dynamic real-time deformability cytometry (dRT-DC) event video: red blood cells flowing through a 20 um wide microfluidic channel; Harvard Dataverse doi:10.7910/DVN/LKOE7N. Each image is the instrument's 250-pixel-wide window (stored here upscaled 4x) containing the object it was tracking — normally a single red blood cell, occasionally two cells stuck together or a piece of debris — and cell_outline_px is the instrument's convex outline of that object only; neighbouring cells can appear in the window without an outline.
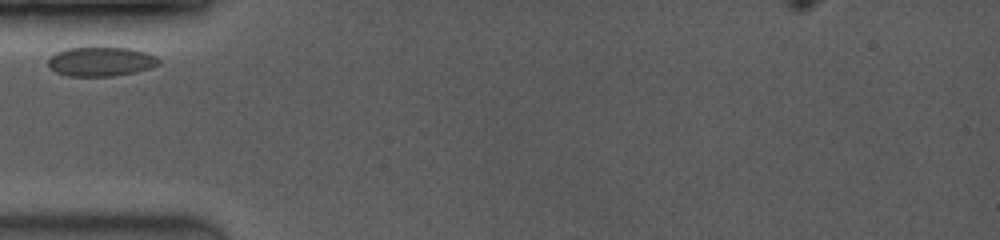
{"species": "common noctule bat (a hibernating species)", "species_latin": "Nyctalus noctula", "temperature_condition": "room temperature", "stored_images_in_passage": 28, "camera_frame_rate_fps": 3500, "um_per_image_px": 0.085, "animal": {"sex": "female", "body_mass_g": 19.0, "forearm_length_mm": 53.3}, "frame": {"image": 1, "passage_image": 1, "time_ms": 0.0, "image_size_px": [1000, 240], "cell_outline_px": [[160, 64], [152, 68], [136, 72], [112, 76], [68, 76], [56, 72], [48, 68], [48, 60], [56, 52], [68, 48], [128, 48], [144, 52], [156, 56], [160, 60]], "centroid_in_image_um": [8.58, 5.25], "position_along_channel_um": 76.4, "area_um2": 18.84}}
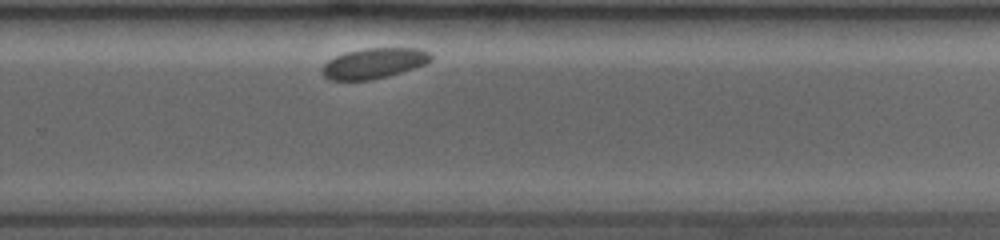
{"frame": {"image": 2, "passage_image": 22, "time_ms": 6.286, "image_size_px": [1000, 240], "cell_outline_px": [[432, 60], [428, 64], [388, 76], [372, 80], [328, 80], [320, 72], [320, 68], [328, 60], [344, 52], [364, 48], [416, 48], [428, 52], [432, 56]], "centroid_in_image_um": [31.76, 5.38], "position_along_channel_um": 298.0, "area_um2": 19.54}}
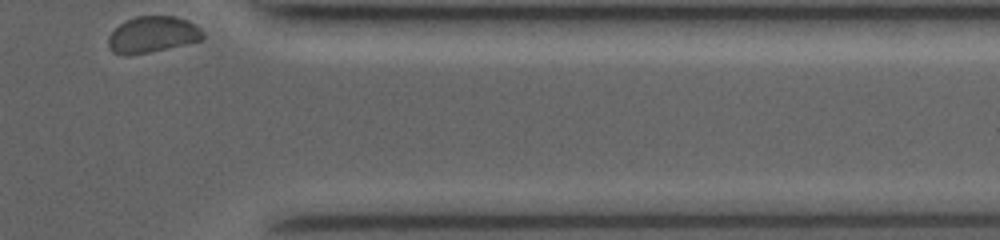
{"frame": {"image": 3, "passage_image": 28, "time_ms": 9.143, "image_size_px": [1000, 240], "cell_outline_px": [[204, 36], [200, 40], [184, 44], [148, 52], [128, 56], [124, 56], [112, 52], [108, 44], [108, 36], [120, 24], [136, 16], [176, 16], [188, 20], [196, 24], [204, 32]], "centroid_in_image_um": [12.96, 2.93], "position_along_channel_um": 398.4, "area_um2": 19.94}}